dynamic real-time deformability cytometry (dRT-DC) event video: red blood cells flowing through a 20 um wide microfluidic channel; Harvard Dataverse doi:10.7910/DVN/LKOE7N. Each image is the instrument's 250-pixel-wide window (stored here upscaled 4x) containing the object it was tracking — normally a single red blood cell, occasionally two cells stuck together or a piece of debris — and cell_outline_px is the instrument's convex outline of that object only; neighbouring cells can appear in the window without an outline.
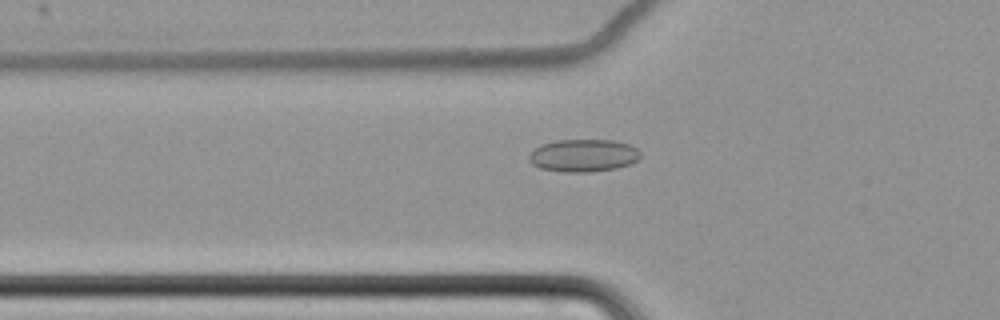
{"species": "common noctule bat (a hibernating species)", "species_latin": "Nyctalus noctula", "temperature_condition": "cold", "stored_images_in_passage": 41, "camera_frame_rate_fps": 3000, "um_per_image_px": 0.085, "animal": {"sex": "female", "body_mass_g": 22.7, "forearm_length_mm": 54.2}, "frame": {"image": 1, "passage_image": 6, "time_ms": 1.667, "image_size_px": [1000, 320], "cell_outline_px": [[640, 156], [636, 160], [628, 164], [616, 168], [588, 172], [564, 172], [540, 168], [532, 164], [528, 160], [528, 156], [540, 144], [556, 140], [612, 140], [628, 144], [636, 148], [640, 152]], "centroid_in_image_um": [49.55, 13.21], "position_along_channel_um": 76.2, "area_um2": 21.04}}
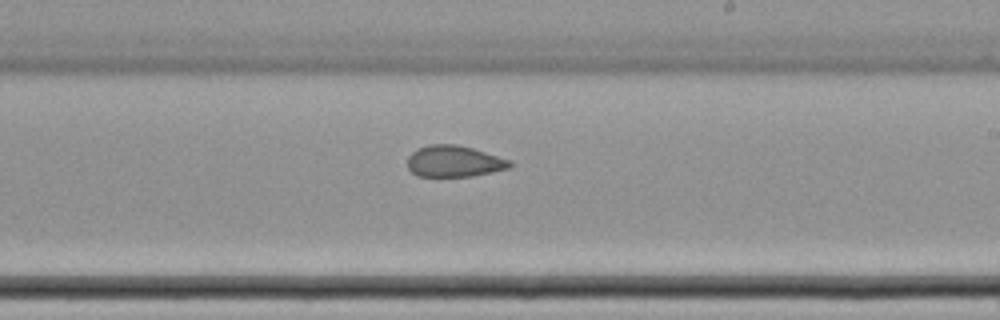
{"frame": {"image": 2, "passage_image": 21, "time_ms": 6.667, "image_size_px": [1000, 320], "cell_outline_px": [[512, 164], [508, 168], [492, 172], [472, 176], [416, 176], [408, 168], [408, 156], [416, 148], [428, 144], [456, 144], [472, 148], [512, 160]], "centroid_in_image_um": [38.58, 13.7], "position_along_channel_um": 250.4, "area_um2": 18.79}}
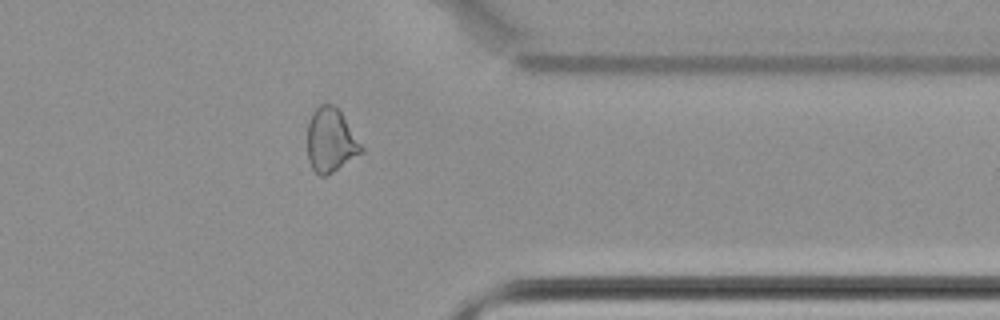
{"frame": {"image": 3, "passage_image": 33, "time_ms": 10.667, "image_size_px": [1000, 320], "cell_outline_px": [[364, 152], [332, 172], [324, 176], [320, 176], [312, 168], [308, 160], [308, 120], [312, 112], [320, 104], [332, 104], [340, 112], [364, 148]], "centroid_in_image_um": [28.1, 11.93], "position_along_channel_um": 383.3, "area_um2": 19.88}}